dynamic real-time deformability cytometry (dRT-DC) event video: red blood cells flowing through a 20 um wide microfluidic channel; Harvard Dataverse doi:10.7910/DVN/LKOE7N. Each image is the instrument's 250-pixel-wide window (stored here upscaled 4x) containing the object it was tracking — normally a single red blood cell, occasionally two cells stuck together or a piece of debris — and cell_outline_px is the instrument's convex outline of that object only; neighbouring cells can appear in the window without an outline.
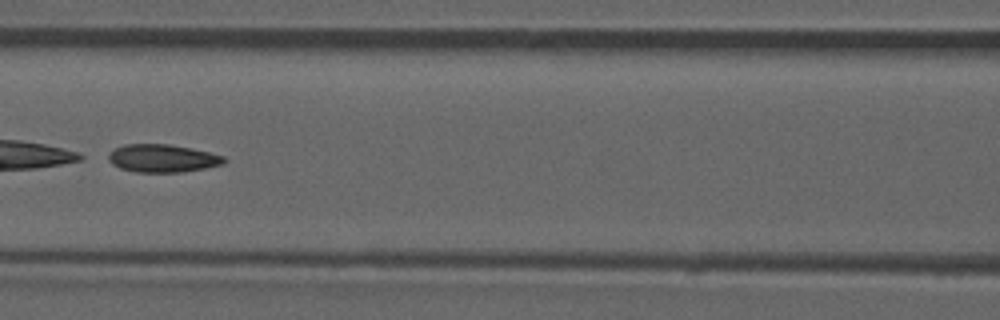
{"species": "common noctule bat (a hibernating species)", "species_latin": "Nyctalus noctula", "temperature_condition": "room temperature", "stored_images_in_passage": 38, "camera_frame_rate_fps": 3000, "um_per_image_px": 0.085, "animal": {"sex": "male", "forearm_length_mm": 52.5}, "frame": {"image": 1, "passage_image": 12, "time_ms": 3.667, "image_size_px": [1000, 320], "cell_outline_px": [[228, 160], [224, 164], [204, 168], [180, 172], [136, 172], [120, 168], [112, 164], [108, 160], [108, 156], [116, 148], [124, 144], [168, 144], [192, 148], [224, 156]], "centroid_in_image_um": [13.83, 13.45], "position_along_channel_um": 152.8, "area_um2": 18.73}, "authors_computed_cell_mechanics": {"area_um2": 19.363, "velocity_mm_per_s": 3.9007, "shape_relaxation_time_tau1_ms": null, "shape_relaxation_time_tau2_ms": 2.8265, "deformation_change_tau1": null, "deformation_change_tau2": 0.0948}}